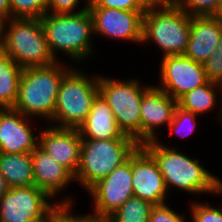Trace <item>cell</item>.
<instances>
[{"instance_id":"6da1fadb","label":"cell","mask_w":222,"mask_h":222,"mask_svg":"<svg viewBox=\"0 0 222 222\" xmlns=\"http://www.w3.org/2000/svg\"><path fill=\"white\" fill-rule=\"evenodd\" d=\"M176 145L163 143L160 137L141 145L156 161L170 196L176 189L192 197L206 194L218 197L222 179L200 163L199 158L180 151Z\"/></svg>"},{"instance_id":"7a4b0ae2","label":"cell","mask_w":222,"mask_h":222,"mask_svg":"<svg viewBox=\"0 0 222 222\" xmlns=\"http://www.w3.org/2000/svg\"><path fill=\"white\" fill-rule=\"evenodd\" d=\"M40 21L48 48L56 61H63L64 58L60 57L63 55L72 65L82 66L97 56V48L93 45V20L88 9L78 13H46Z\"/></svg>"},{"instance_id":"3957f363","label":"cell","mask_w":222,"mask_h":222,"mask_svg":"<svg viewBox=\"0 0 222 222\" xmlns=\"http://www.w3.org/2000/svg\"><path fill=\"white\" fill-rule=\"evenodd\" d=\"M74 67L56 61L45 67L25 68L21 72L18 96L13 108L42 124L50 122L55 112L57 94L63 77Z\"/></svg>"},{"instance_id":"277c9868","label":"cell","mask_w":222,"mask_h":222,"mask_svg":"<svg viewBox=\"0 0 222 222\" xmlns=\"http://www.w3.org/2000/svg\"><path fill=\"white\" fill-rule=\"evenodd\" d=\"M0 50L23 69L56 62L39 18H10L2 22Z\"/></svg>"},{"instance_id":"5b68a950","label":"cell","mask_w":222,"mask_h":222,"mask_svg":"<svg viewBox=\"0 0 222 222\" xmlns=\"http://www.w3.org/2000/svg\"><path fill=\"white\" fill-rule=\"evenodd\" d=\"M82 67L84 66L75 65L63 77L57 94L55 112L47 124L78 129L87 118L93 101L99 94V73L90 75Z\"/></svg>"},{"instance_id":"8992f818","label":"cell","mask_w":222,"mask_h":222,"mask_svg":"<svg viewBox=\"0 0 222 222\" xmlns=\"http://www.w3.org/2000/svg\"><path fill=\"white\" fill-rule=\"evenodd\" d=\"M140 144L135 139H82L80 164L75 184L86 192L126 162Z\"/></svg>"},{"instance_id":"52a82bcc","label":"cell","mask_w":222,"mask_h":222,"mask_svg":"<svg viewBox=\"0 0 222 222\" xmlns=\"http://www.w3.org/2000/svg\"><path fill=\"white\" fill-rule=\"evenodd\" d=\"M130 77V78H129ZM98 75L99 93L107 101L120 130L140 144V106L144 91L151 85L141 78ZM132 77V78H131ZM114 78V79H113Z\"/></svg>"},{"instance_id":"ba28073f","label":"cell","mask_w":222,"mask_h":222,"mask_svg":"<svg viewBox=\"0 0 222 222\" xmlns=\"http://www.w3.org/2000/svg\"><path fill=\"white\" fill-rule=\"evenodd\" d=\"M190 27L191 16L181 8L147 10L143 15L141 45L145 47L152 42L157 50L162 51L160 58L183 55L187 49Z\"/></svg>"},{"instance_id":"9c48e42d","label":"cell","mask_w":222,"mask_h":222,"mask_svg":"<svg viewBox=\"0 0 222 222\" xmlns=\"http://www.w3.org/2000/svg\"><path fill=\"white\" fill-rule=\"evenodd\" d=\"M92 204L89 215L93 219L106 220L125 201L133 197L131 156L105 178L99 180L87 192ZM91 197V198H90Z\"/></svg>"},{"instance_id":"30bf717a","label":"cell","mask_w":222,"mask_h":222,"mask_svg":"<svg viewBox=\"0 0 222 222\" xmlns=\"http://www.w3.org/2000/svg\"><path fill=\"white\" fill-rule=\"evenodd\" d=\"M57 204L35 185L9 188L0 199V222H39Z\"/></svg>"},{"instance_id":"8fae6325","label":"cell","mask_w":222,"mask_h":222,"mask_svg":"<svg viewBox=\"0 0 222 222\" xmlns=\"http://www.w3.org/2000/svg\"><path fill=\"white\" fill-rule=\"evenodd\" d=\"M93 20L94 38L112 39L114 42L136 43L141 46L143 15L145 11H127L116 8L88 6ZM101 36V37H100Z\"/></svg>"},{"instance_id":"7c38bea8","label":"cell","mask_w":222,"mask_h":222,"mask_svg":"<svg viewBox=\"0 0 222 222\" xmlns=\"http://www.w3.org/2000/svg\"><path fill=\"white\" fill-rule=\"evenodd\" d=\"M159 81L156 85L173 99L178 100L184 94L208 82L203 64L183 55H173L158 59Z\"/></svg>"},{"instance_id":"4fadbf2b","label":"cell","mask_w":222,"mask_h":222,"mask_svg":"<svg viewBox=\"0 0 222 222\" xmlns=\"http://www.w3.org/2000/svg\"><path fill=\"white\" fill-rule=\"evenodd\" d=\"M134 197L152 205L169 203L170 194L154 158L140 145L131 155Z\"/></svg>"},{"instance_id":"5bb4252c","label":"cell","mask_w":222,"mask_h":222,"mask_svg":"<svg viewBox=\"0 0 222 222\" xmlns=\"http://www.w3.org/2000/svg\"><path fill=\"white\" fill-rule=\"evenodd\" d=\"M37 121L14 108H0V153H31L39 144Z\"/></svg>"},{"instance_id":"9a60e30c","label":"cell","mask_w":222,"mask_h":222,"mask_svg":"<svg viewBox=\"0 0 222 222\" xmlns=\"http://www.w3.org/2000/svg\"><path fill=\"white\" fill-rule=\"evenodd\" d=\"M176 107L177 100L156 84L144 91L140 106V145L159 138L158 130L169 126Z\"/></svg>"},{"instance_id":"2e32d148","label":"cell","mask_w":222,"mask_h":222,"mask_svg":"<svg viewBox=\"0 0 222 222\" xmlns=\"http://www.w3.org/2000/svg\"><path fill=\"white\" fill-rule=\"evenodd\" d=\"M31 157L33 161L34 185L44 190L57 203L76 204L74 196H71L69 193L66 195L63 192L68 191L69 186L73 182L75 183L74 175L39 146L31 152ZM60 193L61 195L64 193L65 197L61 196Z\"/></svg>"},{"instance_id":"e0dca14e","label":"cell","mask_w":222,"mask_h":222,"mask_svg":"<svg viewBox=\"0 0 222 222\" xmlns=\"http://www.w3.org/2000/svg\"><path fill=\"white\" fill-rule=\"evenodd\" d=\"M82 138L78 129L45 124L39 133L38 146L74 176L79 168Z\"/></svg>"},{"instance_id":"ac0fdd59","label":"cell","mask_w":222,"mask_h":222,"mask_svg":"<svg viewBox=\"0 0 222 222\" xmlns=\"http://www.w3.org/2000/svg\"><path fill=\"white\" fill-rule=\"evenodd\" d=\"M221 35L222 21L217 17L191 16L190 36L184 55L203 64L217 51Z\"/></svg>"},{"instance_id":"d6986e66","label":"cell","mask_w":222,"mask_h":222,"mask_svg":"<svg viewBox=\"0 0 222 222\" xmlns=\"http://www.w3.org/2000/svg\"><path fill=\"white\" fill-rule=\"evenodd\" d=\"M78 131L82 139H134L120 130L111 108L100 93L94 99L91 110Z\"/></svg>"},{"instance_id":"ffe728a7","label":"cell","mask_w":222,"mask_h":222,"mask_svg":"<svg viewBox=\"0 0 222 222\" xmlns=\"http://www.w3.org/2000/svg\"><path fill=\"white\" fill-rule=\"evenodd\" d=\"M177 106L200 117L216 109L215 119L222 125V85L208 81L180 97Z\"/></svg>"},{"instance_id":"44dd1931","label":"cell","mask_w":222,"mask_h":222,"mask_svg":"<svg viewBox=\"0 0 222 222\" xmlns=\"http://www.w3.org/2000/svg\"><path fill=\"white\" fill-rule=\"evenodd\" d=\"M0 174L9 188L33 186V161L31 153H0Z\"/></svg>"},{"instance_id":"7402d4cb","label":"cell","mask_w":222,"mask_h":222,"mask_svg":"<svg viewBox=\"0 0 222 222\" xmlns=\"http://www.w3.org/2000/svg\"><path fill=\"white\" fill-rule=\"evenodd\" d=\"M22 70V67L0 50V108H13Z\"/></svg>"},{"instance_id":"603a6c76","label":"cell","mask_w":222,"mask_h":222,"mask_svg":"<svg viewBox=\"0 0 222 222\" xmlns=\"http://www.w3.org/2000/svg\"><path fill=\"white\" fill-rule=\"evenodd\" d=\"M153 206L148 201L133 196L106 220L108 222H148Z\"/></svg>"},{"instance_id":"cb8c5ba5","label":"cell","mask_w":222,"mask_h":222,"mask_svg":"<svg viewBox=\"0 0 222 222\" xmlns=\"http://www.w3.org/2000/svg\"><path fill=\"white\" fill-rule=\"evenodd\" d=\"M198 119L200 116L193 114L192 112L183 110L180 107H176L173 119L168 126V135H175L180 138H188L193 133H195Z\"/></svg>"},{"instance_id":"d4e9b609","label":"cell","mask_w":222,"mask_h":222,"mask_svg":"<svg viewBox=\"0 0 222 222\" xmlns=\"http://www.w3.org/2000/svg\"><path fill=\"white\" fill-rule=\"evenodd\" d=\"M219 196H222V191L219 192ZM190 204V205H189ZM188 206L191 221L190 222H222V203L221 206L215 205L214 202L210 203L208 199L204 201L201 199L198 201L190 200ZM214 204V206L212 205Z\"/></svg>"},{"instance_id":"484cf974","label":"cell","mask_w":222,"mask_h":222,"mask_svg":"<svg viewBox=\"0 0 222 222\" xmlns=\"http://www.w3.org/2000/svg\"><path fill=\"white\" fill-rule=\"evenodd\" d=\"M11 18H41L47 12V0H10Z\"/></svg>"},{"instance_id":"4316f807","label":"cell","mask_w":222,"mask_h":222,"mask_svg":"<svg viewBox=\"0 0 222 222\" xmlns=\"http://www.w3.org/2000/svg\"><path fill=\"white\" fill-rule=\"evenodd\" d=\"M73 203H58L48 214H47V222H87L91 216L87 212V214H80L76 211ZM74 210V211H73Z\"/></svg>"},{"instance_id":"83f0119b","label":"cell","mask_w":222,"mask_h":222,"mask_svg":"<svg viewBox=\"0 0 222 222\" xmlns=\"http://www.w3.org/2000/svg\"><path fill=\"white\" fill-rule=\"evenodd\" d=\"M221 0H187L180 8L189 16H215Z\"/></svg>"},{"instance_id":"f1b7e54d","label":"cell","mask_w":222,"mask_h":222,"mask_svg":"<svg viewBox=\"0 0 222 222\" xmlns=\"http://www.w3.org/2000/svg\"><path fill=\"white\" fill-rule=\"evenodd\" d=\"M170 204L154 205L150 211L148 222H188L186 213L177 211ZM176 209V211H175ZM188 219V221H187Z\"/></svg>"},{"instance_id":"f546056e","label":"cell","mask_w":222,"mask_h":222,"mask_svg":"<svg viewBox=\"0 0 222 222\" xmlns=\"http://www.w3.org/2000/svg\"><path fill=\"white\" fill-rule=\"evenodd\" d=\"M88 6L89 0H47L46 13H78L88 9Z\"/></svg>"},{"instance_id":"4dcf8cb0","label":"cell","mask_w":222,"mask_h":222,"mask_svg":"<svg viewBox=\"0 0 222 222\" xmlns=\"http://www.w3.org/2000/svg\"><path fill=\"white\" fill-rule=\"evenodd\" d=\"M206 78L209 82L222 85V54L215 51L203 63Z\"/></svg>"},{"instance_id":"1f68e13d","label":"cell","mask_w":222,"mask_h":222,"mask_svg":"<svg viewBox=\"0 0 222 222\" xmlns=\"http://www.w3.org/2000/svg\"><path fill=\"white\" fill-rule=\"evenodd\" d=\"M89 6L116 8L127 11H144L136 0H89Z\"/></svg>"},{"instance_id":"d6a6232c","label":"cell","mask_w":222,"mask_h":222,"mask_svg":"<svg viewBox=\"0 0 222 222\" xmlns=\"http://www.w3.org/2000/svg\"><path fill=\"white\" fill-rule=\"evenodd\" d=\"M138 5L144 10H155L164 8L163 0H136Z\"/></svg>"},{"instance_id":"836d02e7","label":"cell","mask_w":222,"mask_h":222,"mask_svg":"<svg viewBox=\"0 0 222 222\" xmlns=\"http://www.w3.org/2000/svg\"><path fill=\"white\" fill-rule=\"evenodd\" d=\"M11 18L10 0H0V20L3 22Z\"/></svg>"},{"instance_id":"e575fe53","label":"cell","mask_w":222,"mask_h":222,"mask_svg":"<svg viewBox=\"0 0 222 222\" xmlns=\"http://www.w3.org/2000/svg\"><path fill=\"white\" fill-rule=\"evenodd\" d=\"M187 0H163L165 7L180 8Z\"/></svg>"},{"instance_id":"d590c367","label":"cell","mask_w":222,"mask_h":222,"mask_svg":"<svg viewBox=\"0 0 222 222\" xmlns=\"http://www.w3.org/2000/svg\"><path fill=\"white\" fill-rule=\"evenodd\" d=\"M8 190H9V186L5 178L0 174V199L5 195V193Z\"/></svg>"},{"instance_id":"8d00e7d4","label":"cell","mask_w":222,"mask_h":222,"mask_svg":"<svg viewBox=\"0 0 222 222\" xmlns=\"http://www.w3.org/2000/svg\"><path fill=\"white\" fill-rule=\"evenodd\" d=\"M215 17H217L218 19H220L222 21V0H221L220 7H219L218 11L215 14Z\"/></svg>"},{"instance_id":"74e56055","label":"cell","mask_w":222,"mask_h":222,"mask_svg":"<svg viewBox=\"0 0 222 222\" xmlns=\"http://www.w3.org/2000/svg\"><path fill=\"white\" fill-rule=\"evenodd\" d=\"M217 51L220 52V54H222V35H221L220 40L218 42Z\"/></svg>"},{"instance_id":"f35d334b","label":"cell","mask_w":222,"mask_h":222,"mask_svg":"<svg viewBox=\"0 0 222 222\" xmlns=\"http://www.w3.org/2000/svg\"><path fill=\"white\" fill-rule=\"evenodd\" d=\"M87 222H108V221L104 220V219H93V218H90Z\"/></svg>"},{"instance_id":"ab89813d","label":"cell","mask_w":222,"mask_h":222,"mask_svg":"<svg viewBox=\"0 0 222 222\" xmlns=\"http://www.w3.org/2000/svg\"><path fill=\"white\" fill-rule=\"evenodd\" d=\"M1 26H2V21L0 20V39H1Z\"/></svg>"},{"instance_id":"60d3db41","label":"cell","mask_w":222,"mask_h":222,"mask_svg":"<svg viewBox=\"0 0 222 222\" xmlns=\"http://www.w3.org/2000/svg\"><path fill=\"white\" fill-rule=\"evenodd\" d=\"M39 222H47V216H46L45 219H43V220H41V221H39Z\"/></svg>"}]
</instances>
